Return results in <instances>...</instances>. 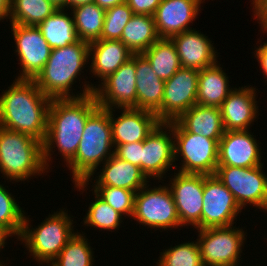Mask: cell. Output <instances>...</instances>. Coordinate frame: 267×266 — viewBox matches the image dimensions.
I'll use <instances>...</instances> for the list:
<instances>
[{
  "mask_svg": "<svg viewBox=\"0 0 267 266\" xmlns=\"http://www.w3.org/2000/svg\"><path fill=\"white\" fill-rule=\"evenodd\" d=\"M98 107L94 93L79 98L51 100L46 137L42 143L47 171L54 154L52 149L56 146L66 166L74 159L87 118Z\"/></svg>",
  "mask_w": 267,
  "mask_h": 266,
  "instance_id": "cell-1",
  "label": "cell"
},
{
  "mask_svg": "<svg viewBox=\"0 0 267 266\" xmlns=\"http://www.w3.org/2000/svg\"><path fill=\"white\" fill-rule=\"evenodd\" d=\"M0 95V126L29 135L43 143L51 99L34 80L16 79Z\"/></svg>",
  "mask_w": 267,
  "mask_h": 266,
  "instance_id": "cell-2",
  "label": "cell"
},
{
  "mask_svg": "<svg viewBox=\"0 0 267 266\" xmlns=\"http://www.w3.org/2000/svg\"><path fill=\"white\" fill-rule=\"evenodd\" d=\"M89 64V43L78 40L63 48L51 49L50 57L42 71L34 79L38 88L51 100L79 98L94 93V84H83V91L74 94L72 85L84 73L82 70ZM72 90V92H71Z\"/></svg>",
  "mask_w": 267,
  "mask_h": 266,
  "instance_id": "cell-3",
  "label": "cell"
},
{
  "mask_svg": "<svg viewBox=\"0 0 267 266\" xmlns=\"http://www.w3.org/2000/svg\"><path fill=\"white\" fill-rule=\"evenodd\" d=\"M113 147L110 109L98 107L87 118L75 157L67 165L78 191H84L89 181L92 183L98 166L114 154Z\"/></svg>",
  "mask_w": 267,
  "mask_h": 266,
  "instance_id": "cell-4",
  "label": "cell"
},
{
  "mask_svg": "<svg viewBox=\"0 0 267 266\" xmlns=\"http://www.w3.org/2000/svg\"><path fill=\"white\" fill-rule=\"evenodd\" d=\"M0 172L10 182L49 172L43 162L42 142L0 126Z\"/></svg>",
  "mask_w": 267,
  "mask_h": 266,
  "instance_id": "cell-5",
  "label": "cell"
},
{
  "mask_svg": "<svg viewBox=\"0 0 267 266\" xmlns=\"http://www.w3.org/2000/svg\"><path fill=\"white\" fill-rule=\"evenodd\" d=\"M65 211L63 208L59 212L49 214L46 220L35 228L29 224L30 219L25 215L19 241H22L21 244L25 243L23 245L38 264L46 263L48 266L74 235V221L68 211Z\"/></svg>",
  "mask_w": 267,
  "mask_h": 266,
  "instance_id": "cell-6",
  "label": "cell"
},
{
  "mask_svg": "<svg viewBox=\"0 0 267 266\" xmlns=\"http://www.w3.org/2000/svg\"><path fill=\"white\" fill-rule=\"evenodd\" d=\"M175 162L181 159L177 172L185 174L215 175L218 166L219 141L186 132L172 121ZM181 155V156H180Z\"/></svg>",
  "mask_w": 267,
  "mask_h": 266,
  "instance_id": "cell-7",
  "label": "cell"
},
{
  "mask_svg": "<svg viewBox=\"0 0 267 266\" xmlns=\"http://www.w3.org/2000/svg\"><path fill=\"white\" fill-rule=\"evenodd\" d=\"M149 186L151 185H145L135 193L132 218L142 226L154 230L181 228L169 187L167 185L153 186L154 188Z\"/></svg>",
  "mask_w": 267,
  "mask_h": 266,
  "instance_id": "cell-8",
  "label": "cell"
},
{
  "mask_svg": "<svg viewBox=\"0 0 267 266\" xmlns=\"http://www.w3.org/2000/svg\"><path fill=\"white\" fill-rule=\"evenodd\" d=\"M198 245L204 266H235L240 264L246 233L233 225L198 229ZM246 236V237H245Z\"/></svg>",
  "mask_w": 267,
  "mask_h": 266,
  "instance_id": "cell-9",
  "label": "cell"
},
{
  "mask_svg": "<svg viewBox=\"0 0 267 266\" xmlns=\"http://www.w3.org/2000/svg\"><path fill=\"white\" fill-rule=\"evenodd\" d=\"M264 165L250 168L217 166L215 176L233 194L241 209L247 204L267 211V175Z\"/></svg>",
  "mask_w": 267,
  "mask_h": 266,
  "instance_id": "cell-10",
  "label": "cell"
},
{
  "mask_svg": "<svg viewBox=\"0 0 267 266\" xmlns=\"http://www.w3.org/2000/svg\"><path fill=\"white\" fill-rule=\"evenodd\" d=\"M199 70L181 67L165 81L162 106L155 112L160 122L177 120L197 104Z\"/></svg>",
  "mask_w": 267,
  "mask_h": 266,
  "instance_id": "cell-11",
  "label": "cell"
},
{
  "mask_svg": "<svg viewBox=\"0 0 267 266\" xmlns=\"http://www.w3.org/2000/svg\"><path fill=\"white\" fill-rule=\"evenodd\" d=\"M242 209L215 175H204L201 229L233 225Z\"/></svg>",
  "mask_w": 267,
  "mask_h": 266,
  "instance_id": "cell-12",
  "label": "cell"
},
{
  "mask_svg": "<svg viewBox=\"0 0 267 266\" xmlns=\"http://www.w3.org/2000/svg\"><path fill=\"white\" fill-rule=\"evenodd\" d=\"M15 53L18 55L21 71L17 79L34 80L50 57L51 48L37 26L11 24Z\"/></svg>",
  "mask_w": 267,
  "mask_h": 266,
  "instance_id": "cell-13",
  "label": "cell"
},
{
  "mask_svg": "<svg viewBox=\"0 0 267 266\" xmlns=\"http://www.w3.org/2000/svg\"><path fill=\"white\" fill-rule=\"evenodd\" d=\"M174 150L172 121L160 122L143 140L142 172L149 180L154 178L160 181L169 169L177 170Z\"/></svg>",
  "mask_w": 267,
  "mask_h": 266,
  "instance_id": "cell-14",
  "label": "cell"
},
{
  "mask_svg": "<svg viewBox=\"0 0 267 266\" xmlns=\"http://www.w3.org/2000/svg\"><path fill=\"white\" fill-rule=\"evenodd\" d=\"M94 95L98 106L105 109L137 108L135 61L130 58L101 84H95Z\"/></svg>",
  "mask_w": 267,
  "mask_h": 266,
  "instance_id": "cell-15",
  "label": "cell"
},
{
  "mask_svg": "<svg viewBox=\"0 0 267 266\" xmlns=\"http://www.w3.org/2000/svg\"><path fill=\"white\" fill-rule=\"evenodd\" d=\"M173 177L171 185L167 186L173 195L181 226L201 229L204 175L174 172Z\"/></svg>",
  "mask_w": 267,
  "mask_h": 266,
  "instance_id": "cell-16",
  "label": "cell"
},
{
  "mask_svg": "<svg viewBox=\"0 0 267 266\" xmlns=\"http://www.w3.org/2000/svg\"><path fill=\"white\" fill-rule=\"evenodd\" d=\"M259 142L249 130L225 131L219 141L218 166L250 168L263 165Z\"/></svg>",
  "mask_w": 267,
  "mask_h": 266,
  "instance_id": "cell-17",
  "label": "cell"
},
{
  "mask_svg": "<svg viewBox=\"0 0 267 266\" xmlns=\"http://www.w3.org/2000/svg\"><path fill=\"white\" fill-rule=\"evenodd\" d=\"M204 0H161L153 14L156 31L160 38H171L184 31L192 30L190 23L201 12Z\"/></svg>",
  "mask_w": 267,
  "mask_h": 266,
  "instance_id": "cell-18",
  "label": "cell"
},
{
  "mask_svg": "<svg viewBox=\"0 0 267 266\" xmlns=\"http://www.w3.org/2000/svg\"><path fill=\"white\" fill-rule=\"evenodd\" d=\"M121 115L115 118L110 109V123L114 148L121 144L143 141L160 123L154 112L138 108H117Z\"/></svg>",
  "mask_w": 267,
  "mask_h": 266,
  "instance_id": "cell-19",
  "label": "cell"
},
{
  "mask_svg": "<svg viewBox=\"0 0 267 266\" xmlns=\"http://www.w3.org/2000/svg\"><path fill=\"white\" fill-rule=\"evenodd\" d=\"M256 90L258 89L248 85L238 89L235 87L229 93L220 107L225 131L250 129V125L259 116Z\"/></svg>",
  "mask_w": 267,
  "mask_h": 266,
  "instance_id": "cell-20",
  "label": "cell"
},
{
  "mask_svg": "<svg viewBox=\"0 0 267 266\" xmlns=\"http://www.w3.org/2000/svg\"><path fill=\"white\" fill-rule=\"evenodd\" d=\"M176 47L183 68L202 70L217 63L219 56L214 43L196 29L184 31L170 38Z\"/></svg>",
  "mask_w": 267,
  "mask_h": 266,
  "instance_id": "cell-21",
  "label": "cell"
},
{
  "mask_svg": "<svg viewBox=\"0 0 267 266\" xmlns=\"http://www.w3.org/2000/svg\"><path fill=\"white\" fill-rule=\"evenodd\" d=\"M100 171L92 186H112L137 193L150 182L140 167L118 158L115 154L103 163Z\"/></svg>",
  "mask_w": 267,
  "mask_h": 266,
  "instance_id": "cell-22",
  "label": "cell"
},
{
  "mask_svg": "<svg viewBox=\"0 0 267 266\" xmlns=\"http://www.w3.org/2000/svg\"><path fill=\"white\" fill-rule=\"evenodd\" d=\"M133 53L121 40H97L89 43L90 72L101 82L127 62Z\"/></svg>",
  "mask_w": 267,
  "mask_h": 266,
  "instance_id": "cell-23",
  "label": "cell"
},
{
  "mask_svg": "<svg viewBox=\"0 0 267 266\" xmlns=\"http://www.w3.org/2000/svg\"><path fill=\"white\" fill-rule=\"evenodd\" d=\"M131 58L136 63L137 108L155 113L162 106L165 81L156 75L142 53Z\"/></svg>",
  "mask_w": 267,
  "mask_h": 266,
  "instance_id": "cell-24",
  "label": "cell"
},
{
  "mask_svg": "<svg viewBox=\"0 0 267 266\" xmlns=\"http://www.w3.org/2000/svg\"><path fill=\"white\" fill-rule=\"evenodd\" d=\"M175 121L186 132L214 140H220L225 132L219 107L195 104Z\"/></svg>",
  "mask_w": 267,
  "mask_h": 266,
  "instance_id": "cell-25",
  "label": "cell"
},
{
  "mask_svg": "<svg viewBox=\"0 0 267 266\" xmlns=\"http://www.w3.org/2000/svg\"><path fill=\"white\" fill-rule=\"evenodd\" d=\"M220 62L199 70L197 104L210 107H221L223 101L234 89L229 87V77L222 69Z\"/></svg>",
  "mask_w": 267,
  "mask_h": 266,
  "instance_id": "cell-26",
  "label": "cell"
},
{
  "mask_svg": "<svg viewBox=\"0 0 267 266\" xmlns=\"http://www.w3.org/2000/svg\"><path fill=\"white\" fill-rule=\"evenodd\" d=\"M67 9L58 8L52 15L37 25L44 39L51 49L63 48L76 43L79 39L76 34L73 15Z\"/></svg>",
  "mask_w": 267,
  "mask_h": 266,
  "instance_id": "cell-27",
  "label": "cell"
},
{
  "mask_svg": "<svg viewBox=\"0 0 267 266\" xmlns=\"http://www.w3.org/2000/svg\"><path fill=\"white\" fill-rule=\"evenodd\" d=\"M159 38L153 16L133 14L124 27L120 40L133 54H141Z\"/></svg>",
  "mask_w": 267,
  "mask_h": 266,
  "instance_id": "cell-28",
  "label": "cell"
},
{
  "mask_svg": "<svg viewBox=\"0 0 267 266\" xmlns=\"http://www.w3.org/2000/svg\"><path fill=\"white\" fill-rule=\"evenodd\" d=\"M142 54L150 62L156 75L163 81L170 79L182 67L176 47L169 38H159Z\"/></svg>",
  "mask_w": 267,
  "mask_h": 266,
  "instance_id": "cell-29",
  "label": "cell"
},
{
  "mask_svg": "<svg viewBox=\"0 0 267 266\" xmlns=\"http://www.w3.org/2000/svg\"><path fill=\"white\" fill-rule=\"evenodd\" d=\"M70 10L78 39L87 43L100 40L105 10L95 2L74 7Z\"/></svg>",
  "mask_w": 267,
  "mask_h": 266,
  "instance_id": "cell-30",
  "label": "cell"
},
{
  "mask_svg": "<svg viewBox=\"0 0 267 266\" xmlns=\"http://www.w3.org/2000/svg\"><path fill=\"white\" fill-rule=\"evenodd\" d=\"M56 10L49 0H10V24L37 26Z\"/></svg>",
  "mask_w": 267,
  "mask_h": 266,
  "instance_id": "cell-31",
  "label": "cell"
},
{
  "mask_svg": "<svg viewBox=\"0 0 267 266\" xmlns=\"http://www.w3.org/2000/svg\"><path fill=\"white\" fill-rule=\"evenodd\" d=\"M90 242L84 234L75 231L50 266H93L94 255Z\"/></svg>",
  "mask_w": 267,
  "mask_h": 266,
  "instance_id": "cell-32",
  "label": "cell"
},
{
  "mask_svg": "<svg viewBox=\"0 0 267 266\" xmlns=\"http://www.w3.org/2000/svg\"><path fill=\"white\" fill-rule=\"evenodd\" d=\"M93 195L95 201L90 202L87 215L83 218V225L107 231L119 230L124 217L102 200L95 192Z\"/></svg>",
  "mask_w": 267,
  "mask_h": 266,
  "instance_id": "cell-33",
  "label": "cell"
},
{
  "mask_svg": "<svg viewBox=\"0 0 267 266\" xmlns=\"http://www.w3.org/2000/svg\"><path fill=\"white\" fill-rule=\"evenodd\" d=\"M8 191L0 184V228L12 237L13 235L17 236L18 241L23 228L25 212L17 204L15 196Z\"/></svg>",
  "mask_w": 267,
  "mask_h": 266,
  "instance_id": "cell-34",
  "label": "cell"
},
{
  "mask_svg": "<svg viewBox=\"0 0 267 266\" xmlns=\"http://www.w3.org/2000/svg\"><path fill=\"white\" fill-rule=\"evenodd\" d=\"M158 266H204L197 241L171 246L160 252Z\"/></svg>",
  "mask_w": 267,
  "mask_h": 266,
  "instance_id": "cell-35",
  "label": "cell"
},
{
  "mask_svg": "<svg viewBox=\"0 0 267 266\" xmlns=\"http://www.w3.org/2000/svg\"><path fill=\"white\" fill-rule=\"evenodd\" d=\"M95 192L102 200L109 204L122 216L132 217L134 212L135 192L124 188L112 186H92Z\"/></svg>",
  "mask_w": 267,
  "mask_h": 266,
  "instance_id": "cell-36",
  "label": "cell"
},
{
  "mask_svg": "<svg viewBox=\"0 0 267 266\" xmlns=\"http://www.w3.org/2000/svg\"><path fill=\"white\" fill-rule=\"evenodd\" d=\"M132 15V9L126 2L105 10L100 40H120L123 29Z\"/></svg>",
  "mask_w": 267,
  "mask_h": 266,
  "instance_id": "cell-37",
  "label": "cell"
},
{
  "mask_svg": "<svg viewBox=\"0 0 267 266\" xmlns=\"http://www.w3.org/2000/svg\"><path fill=\"white\" fill-rule=\"evenodd\" d=\"M142 150L143 141L135 143H126L118 145L114 148V154L131 164L137 165L142 170Z\"/></svg>",
  "mask_w": 267,
  "mask_h": 266,
  "instance_id": "cell-38",
  "label": "cell"
},
{
  "mask_svg": "<svg viewBox=\"0 0 267 266\" xmlns=\"http://www.w3.org/2000/svg\"><path fill=\"white\" fill-rule=\"evenodd\" d=\"M125 2L132 9L133 14L153 16L161 0H125Z\"/></svg>",
  "mask_w": 267,
  "mask_h": 266,
  "instance_id": "cell-39",
  "label": "cell"
},
{
  "mask_svg": "<svg viewBox=\"0 0 267 266\" xmlns=\"http://www.w3.org/2000/svg\"><path fill=\"white\" fill-rule=\"evenodd\" d=\"M252 8L254 20L257 18L262 33H267V0H255Z\"/></svg>",
  "mask_w": 267,
  "mask_h": 266,
  "instance_id": "cell-40",
  "label": "cell"
},
{
  "mask_svg": "<svg viewBox=\"0 0 267 266\" xmlns=\"http://www.w3.org/2000/svg\"><path fill=\"white\" fill-rule=\"evenodd\" d=\"M260 46H258L257 48L255 47V58H257L256 60L258 61V63L260 64V67L262 69V73L263 76H265L264 78H266L265 82L267 81V41L266 42H261V44L259 43Z\"/></svg>",
  "mask_w": 267,
  "mask_h": 266,
  "instance_id": "cell-41",
  "label": "cell"
},
{
  "mask_svg": "<svg viewBox=\"0 0 267 266\" xmlns=\"http://www.w3.org/2000/svg\"><path fill=\"white\" fill-rule=\"evenodd\" d=\"M94 2L102 9L107 10L116 5L122 4L125 0H94Z\"/></svg>",
  "mask_w": 267,
  "mask_h": 266,
  "instance_id": "cell-42",
  "label": "cell"
},
{
  "mask_svg": "<svg viewBox=\"0 0 267 266\" xmlns=\"http://www.w3.org/2000/svg\"><path fill=\"white\" fill-rule=\"evenodd\" d=\"M10 0H0V21L9 19Z\"/></svg>",
  "mask_w": 267,
  "mask_h": 266,
  "instance_id": "cell-43",
  "label": "cell"
},
{
  "mask_svg": "<svg viewBox=\"0 0 267 266\" xmlns=\"http://www.w3.org/2000/svg\"><path fill=\"white\" fill-rule=\"evenodd\" d=\"M92 2H94V0H67V9L70 11V9L74 7H78Z\"/></svg>",
  "mask_w": 267,
  "mask_h": 266,
  "instance_id": "cell-44",
  "label": "cell"
},
{
  "mask_svg": "<svg viewBox=\"0 0 267 266\" xmlns=\"http://www.w3.org/2000/svg\"><path fill=\"white\" fill-rule=\"evenodd\" d=\"M9 237H10V235L7 232H5L3 229L0 228V250L4 249L5 244L7 243L6 239ZM4 262L5 261L2 260V262H1V260H0V266H5Z\"/></svg>",
  "mask_w": 267,
  "mask_h": 266,
  "instance_id": "cell-45",
  "label": "cell"
},
{
  "mask_svg": "<svg viewBox=\"0 0 267 266\" xmlns=\"http://www.w3.org/2000/svg\"><path fill=\"white\" fill-rule=\"evenodd\" d=\"M49 1H51L55 5V7H57V9L67 8V0H49Z\"/></svg>",
  "mask_w": 267,
  "mask_h": 266,
  "instance_id": "cell-46",
  "label": "cell"
}]
</instances>
